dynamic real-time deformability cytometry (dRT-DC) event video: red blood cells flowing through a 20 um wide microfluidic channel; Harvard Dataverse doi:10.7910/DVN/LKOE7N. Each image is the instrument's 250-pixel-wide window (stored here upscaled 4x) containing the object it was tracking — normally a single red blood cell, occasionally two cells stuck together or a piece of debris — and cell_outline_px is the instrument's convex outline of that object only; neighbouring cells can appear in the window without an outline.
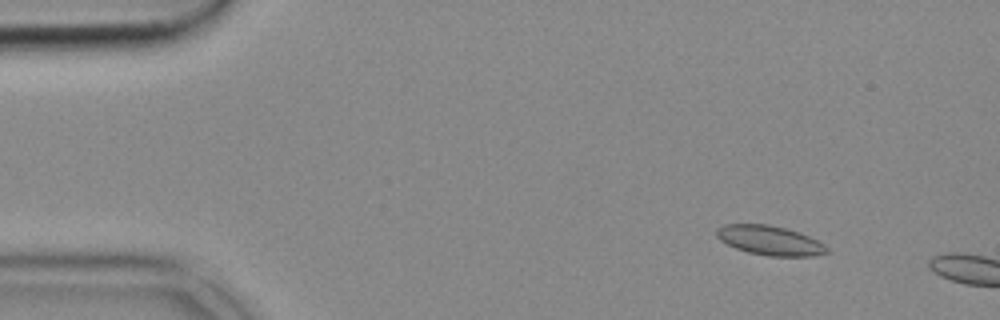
{"species": "common noctule bat (a hibernating species)", "species_latin": "Nyctalus noctula", "temperature_condition": "cold", "stored_images_in_passage": 9, "camera_frame_rate_fps": 3000, "um_per_image_px": 0.085, "animal": {"sex": "female", "body_mass_g": 18.4}, "frame": {"image": 1, "passage_image": 6, "time_ms": 1.667, "image_size_px": [1000, 320], "cell_outline_px": [[828, 252], [812, 256], [768, 256], [748, 252], [736, 248], [720, 240], [716, 236], [716, 228], [724, 224], [768, 224], [784, 228], [808, 236], [824, 244], [828, 248]], "centroid_in_image_um": [65.4, 20.43], "position_along_channel_um": 19.6, "area_um2": 18.73}}